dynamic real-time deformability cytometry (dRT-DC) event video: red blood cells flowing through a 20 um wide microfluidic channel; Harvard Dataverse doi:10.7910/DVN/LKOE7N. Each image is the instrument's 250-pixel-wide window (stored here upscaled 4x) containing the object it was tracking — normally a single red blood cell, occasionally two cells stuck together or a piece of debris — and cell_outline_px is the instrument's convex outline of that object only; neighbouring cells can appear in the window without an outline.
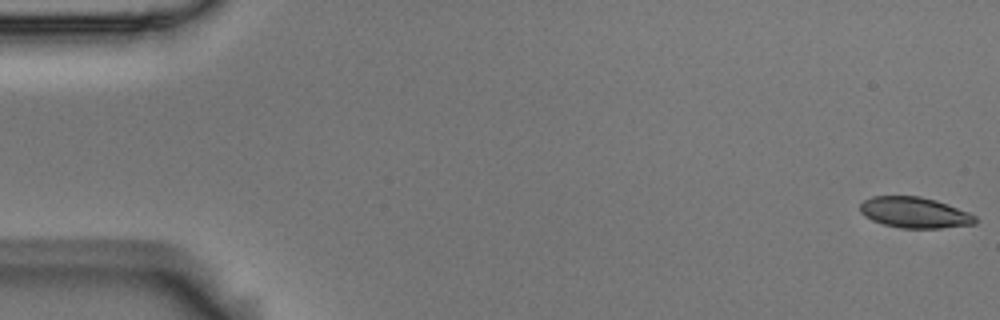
{"species": "Egyptian fruit bat (a non-hibernating species)", "species_latin": "Rousettus aegyptiacus", "temperature_condition": "room temperature", "stored_images_in_passage": 54, "camera_frame_rate_fps": 3000, "um_per_image_px": 0.085, "animal": {"sex": "male"}, "frame": {"image": 1, "passage_image": 1, "time_ms": 0.0, "image_size_px": [1000, 320], "cell_outline_px": [[976, 224], [940, 228], [900, 228], [884, 224], [872, 220], [864, 216], [860, 212], [860, 204], [864, 200], [872, 196], [920, 196], [936, 200], [948, 204], [968, 212], [976, 216]], "centroid_in_image_um": [77.73, 18.06], "position_along_channel_um": 7.3, "area_um2": 20.75}}
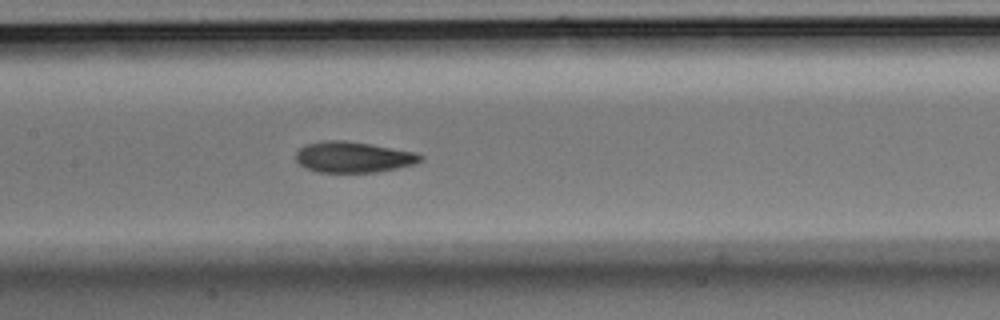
{"frame": {"image": 2, "passage_image": 26, "time_ms": 8.333, "image_size_px": [1000, 320], "cell_outline_px": [[424, 160], [416, 164], [376, 172], [316, 172], [304, 168], [296, 160], [296, 152], [300, 148], [308, 144], [324, 140], [344, 140], [372, 144], [416, 152], [424, 156]], "centroid_in_image_um": [30.06, 13.35], "position_along_channel_um": 177.3, "area_um2": 22.6}}
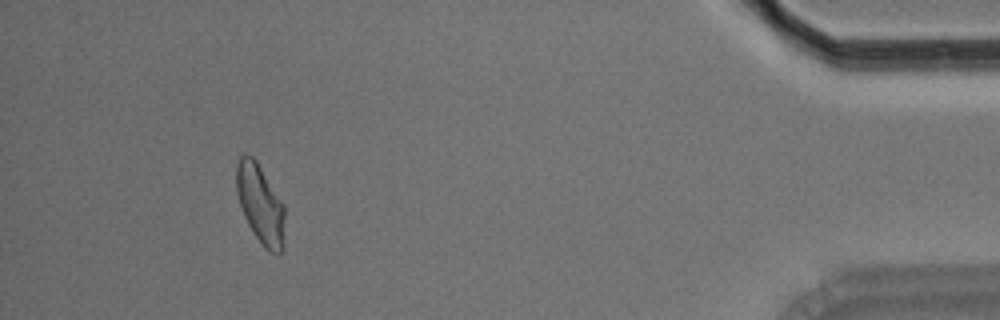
{"frame": {"image": 3, "passage_image": 50, "time_ms": 16.333, "image_size_px": [1000, 320], "cell_outline_px": [[284, 248], [276, 256], [268, 252], [260, 244], [252, 232], [244, 216], [236, 192], [236, 164], [240, 156], [244, 152], [252, 156], [256, 160], [284, 204]], "centroid_in_image_um": [22.13, 17.38], "position_along_channel_um": 413.1, "area_um2": 22.72}, "authors_computed_cell_mechanics": {"area_um2": 22.1663, "velocity_mm_per_s": 3.7253, "shape_relaxation_time_tau1_ms": 6.6215, "shape_relaxation_time_tau2_ms": 2.151, "deformation_change_tau1": 0.1769, "deformation_change_tau2": 0.0723}}